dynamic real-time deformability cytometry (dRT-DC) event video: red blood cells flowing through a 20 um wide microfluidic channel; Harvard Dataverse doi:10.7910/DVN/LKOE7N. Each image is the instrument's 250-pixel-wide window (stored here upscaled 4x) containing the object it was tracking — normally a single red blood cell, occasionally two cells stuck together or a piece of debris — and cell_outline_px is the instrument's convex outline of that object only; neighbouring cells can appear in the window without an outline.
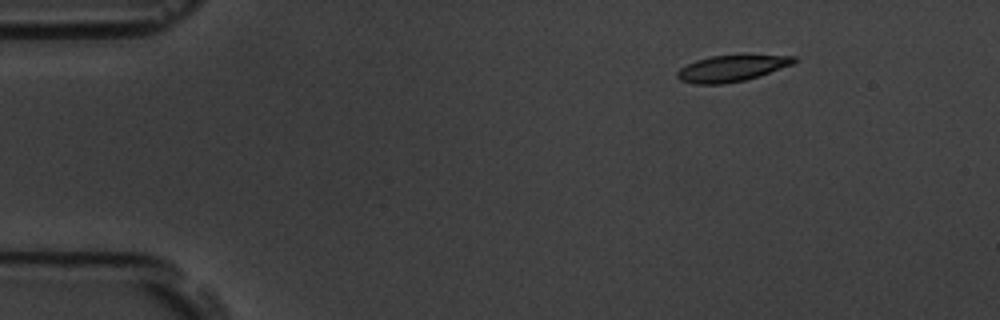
{"species": "common noctule bat (a hibernating species)", "species_latin": "Nyctalus noctula", "temperature_condition": "room temperature", "stored_images_in_passage": 4, "camera_frame_rate_fps": 3000, "um_per_image_px": 0.085, "animal": {"sex": "male", "body_mass_g": 19.5, "forearm_length_mm": 54.6}, "frame": {"image": 1, "passage_image": 1, "time_ms": 0.0, "image_size_px": [1000, 320], "cell_outline_px": [[796, 60], [792, 64], [744, 80], [724, 84], [696, 84], [680, 80], [676, 76], [676, 72], [680, 68], [696, 60], [712, 56], [744, 52], [796, 56]], "centroid_in_image_um": [62.21, 5.75], "position_along_channel_um": 22.8, "area_um2": 18.44}}
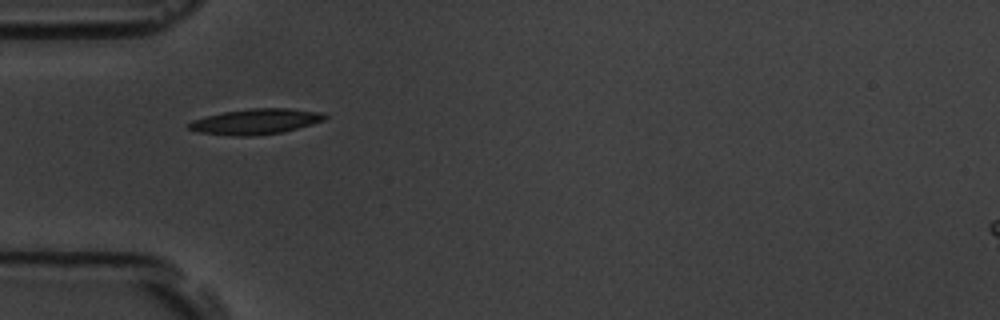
{"frame": {"image": 2, "passage_image": 3, "time_ms": 3.333, "image_size_px": [1000, 320], "cell_outline_px": [[328, 116], [324, 120], [312, 124], [284, 132], [252, 136], [228, 136], [200, 132], [188, 128], [188, 124], [192, 120], [224, 112], [252, 108], [288, 108], [324, 112]], "centroid_in_image_um": [21.78, 10.33], "position_along_channel_um": 63.2, "area_um2": 20.23}}
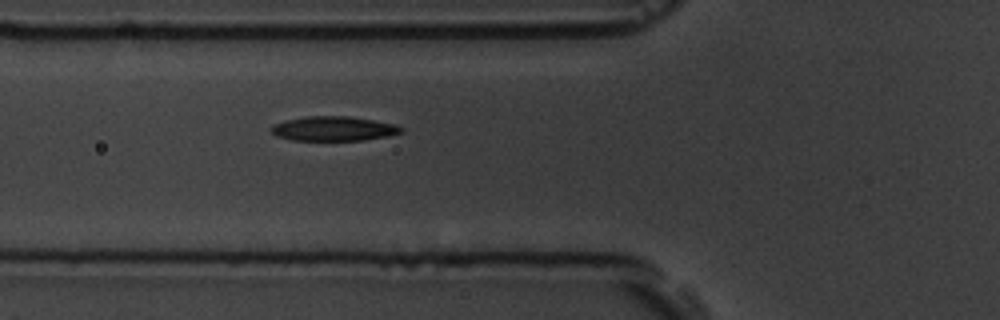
{"frame": {"image": 3, "passage_image": 4, "time_ms": 4.333, "image_size_px": [1000, 320], "cell_outline_px": [[404, 132], [388, 136], [364, 140], [292, 140], [276, 136], [272, 132], [272, 124], [284, 120], [308, 116], [348, 116], [396, 124], [404, 128]], "centroid_in_image_um": [28.37, 10.93], "position_along_channel_um": 97.4, "area_um2": 18.61}}